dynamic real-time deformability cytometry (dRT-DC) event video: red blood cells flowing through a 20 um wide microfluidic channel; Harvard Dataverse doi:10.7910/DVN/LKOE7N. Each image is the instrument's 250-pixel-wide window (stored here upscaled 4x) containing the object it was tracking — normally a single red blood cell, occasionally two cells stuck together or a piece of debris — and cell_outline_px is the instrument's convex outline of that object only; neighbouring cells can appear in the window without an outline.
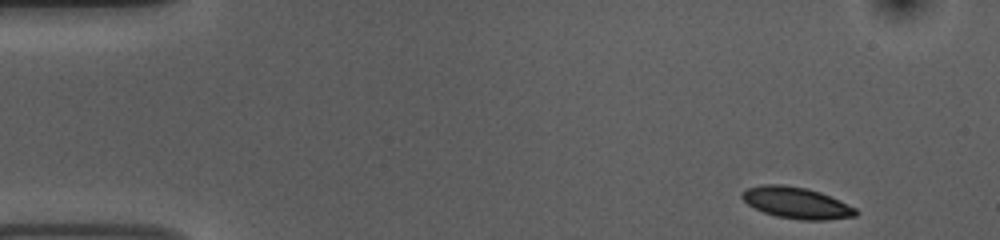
{"species": "common noctule bat (a hibernating species)", "species_latin": "Nyctalus noctula", "temperature_condition": "room temperature", "stored_images_in_passage": 49, "camera_frame_rate_fps": 3000, "um_per_image_px": 0.085, "animal": {"sex": "female", "body_mass_g": 10.0, "forearm_length_mm": 53.1}, "frame": {"image": 1, "passage_image": 1, "time_ms": 0.0, "image_size_px": [1000, 240], "cell_outline_px": [[860, 212], [856, 216], [824, 220], [804, 220], [776, 216], [764, 212], [748, 204], [740, 196], [740, 192], [748, 188], [764, 184], [784, 184], [808, 188], [820, 192], [856, 208]], "centroid_in_image_um": [67.7, 17.23], "position_along_channel_um": 17.3, "area_um2": 20.75}}
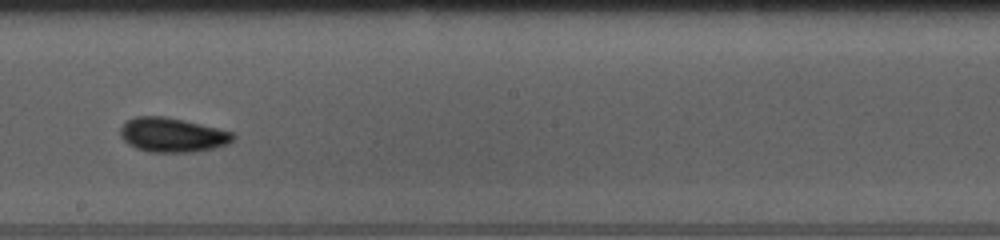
{"frame": {"image": 2, "passage_image": 26, "time_ms": 8.333, "image_size_px": [1000, 240], "cell_outline_px": [[236, 136], [228, 144], [216, 148], [192, 152], [152, 152], [136, 148], [128, 144], [120, 136], [120, 128], [124, 120], [136, 116], [164, 116], [184, 120], [232, 132]], "centroid_in_image_um": [14.62, 11.46], "position_along_channel_um": 233.6, "area_um2": 22.66}}
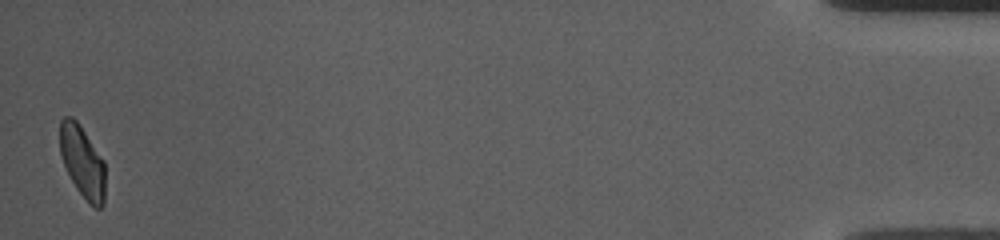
{"frame": {"image": 3, "passage_image": 49, "time_ms": 16.0, "image_size_px": [1000, 240], "cell_outline_px": [[104, 204], [100, 208], [96, 208], [76, 188], [64, 164], [60, 152], [60, 120], [64, 116], [72, 116], [76, 120], [104, 160]], "centroid_in_image_um": [7.0, 13.71], "position_along_channel_um": 428.2, "area_um2": 18.55}, "authors_computed_cell_mechanics": {"area_um2": 20.9236, "velocity_mm_per_s": 3.7244, "shape_relaxation_time_tau1_ms": 3.1614, "shape_relaxation_time_tau2_ms": 3.1462, "deformation_change_tau1": 0.1062, "deformation_change_tau2": 0.0774}}